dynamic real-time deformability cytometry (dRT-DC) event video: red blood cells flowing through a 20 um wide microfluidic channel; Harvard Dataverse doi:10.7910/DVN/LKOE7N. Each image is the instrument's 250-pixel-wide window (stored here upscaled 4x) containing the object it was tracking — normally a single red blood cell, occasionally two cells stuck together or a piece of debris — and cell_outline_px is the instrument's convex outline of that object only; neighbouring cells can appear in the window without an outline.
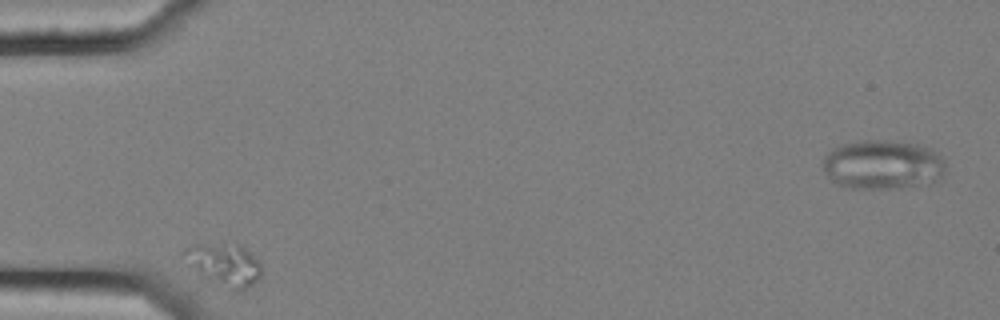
{"species": "common noctule bat (a hibernating species)", "species_latin": "Nyctalus noctula", "temperature_condition": "cold", "stored_images_in_passage": 34, "camera_frame_rate_fps": 3000, "um_per_image_px": 0.085, "animal": {"sex": "female", "body_mass_g": 25.1}, "frame": {"image": 1, "passage_image": 2, "time_ms": 0.333, "image_size_px": [1000, 320], "cell_outline_px": [[260, 280], [236, 292], [232, 292], [204, 276], [180, 252], [192, 244], [236, 244], [252, 252], [260, 260]], "centroid_in_image_um": [19.14, 22.48], "position_along_channel_um": 65.9, "area_um2": 18.73}}